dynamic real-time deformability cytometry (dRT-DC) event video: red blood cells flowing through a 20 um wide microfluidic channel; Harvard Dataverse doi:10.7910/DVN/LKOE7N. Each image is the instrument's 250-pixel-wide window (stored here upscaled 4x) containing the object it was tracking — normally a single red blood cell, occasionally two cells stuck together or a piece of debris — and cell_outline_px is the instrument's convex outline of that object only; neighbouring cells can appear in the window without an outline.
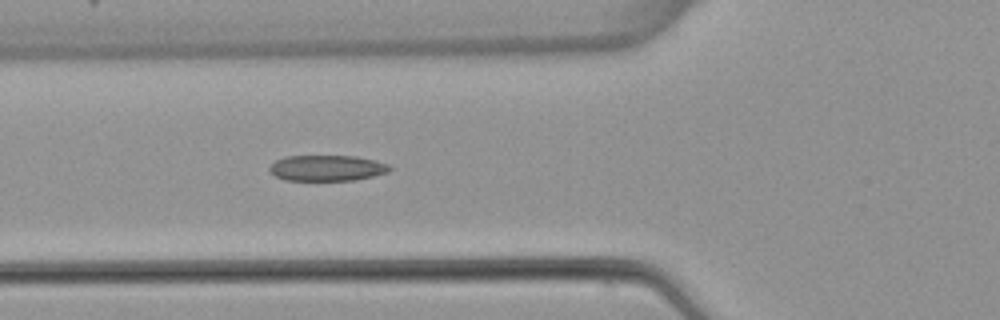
{"species": "common noctule bat (a hibernating species)", "species_latin": "Nyctalus noctula", "temperature_condition": "warm", "stored_images_in_passage": 5, "camera_frame_rate_fps": 3000, "um_per_image_px": 0.085, "animal": {"sex": "female", "body_mass_g": 22.7, "forearm_length_mm": 54.2}, "frame": {"image": 1, "passage_image": 5, "time_ms": 5.667, "image_size_px": [1000, 320], "cell_outline_px": [[392, 168], [388, 172], [356, 180], [284, 180], [276, 176], [268, 168], [276, 160], [284, 156], [356, 156], [376, 160], [388, 164]], "centroid_in_image_um": [27.81, 14.28], "position_along_channel_um": 98.0, "area_um2": 18.03}}